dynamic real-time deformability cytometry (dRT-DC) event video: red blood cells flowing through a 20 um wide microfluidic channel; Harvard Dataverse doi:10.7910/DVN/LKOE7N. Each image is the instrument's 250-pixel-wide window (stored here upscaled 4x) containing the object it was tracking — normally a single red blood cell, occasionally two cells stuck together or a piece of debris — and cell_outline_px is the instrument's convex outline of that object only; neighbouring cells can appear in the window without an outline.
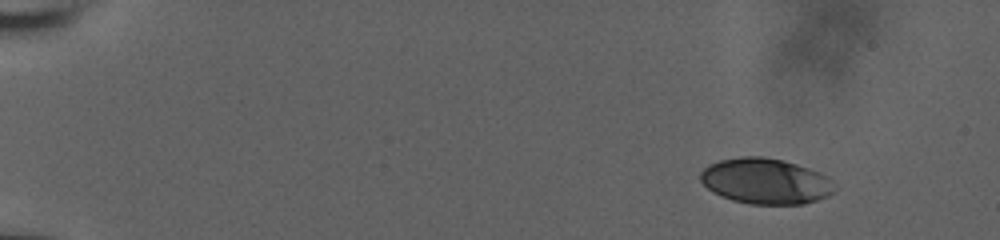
{"species": "human", "species_latin": "Homo sapiens", "temperature_condition": "room temperature", "stored_images_in_passage": 51, "camera_frame_rate_fps": 3000, "um_per_image_px": 0.085, "donor": {"sex": "male"}, "frame": {"image": 1, "passage_image": 1, "time_ms": 0.0, "image_size_px": [1000, 240], "cell_outline_px": [[836, 192], [828, 196], [804, 204], [752, 204], [732, 200], [712, 192], [700, 180], [700, 172], [708, 164], [720, 160], [740, 156], [764, 156], [784, 160], [820, 172], [836, 184]], "centroid_in_image_um": [65.09, 15.39], "position_along_channel_um": 19.9, "area_um2": 35.95}}
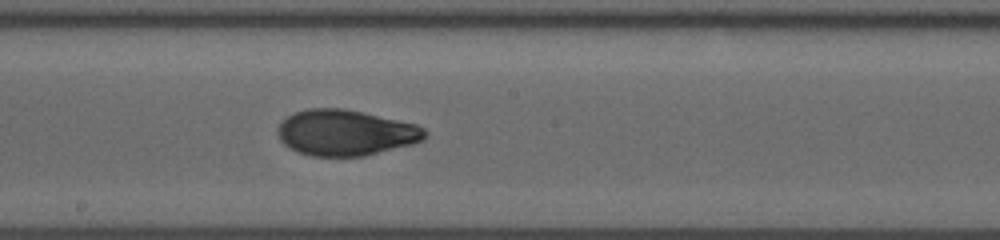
{"frame": {"image": 2, "passage_image": 28, "time_ms": 9.0, "image_size_px": [1000, 240], "cell_outline_px": [[428, 132], [424, 140], [412, 144], [364, 156], [312, 156], [296, 152], [288, 148], [280, 140], [276, 132], [276, 128], [280, 120], [292, 112], [308, 108], [344, 108], [416, 124], [424, 128]], "centroid_in_image_um": [29.32, 11.27], "position_along_channel_um": 218.9, "area_um2": 39.77}}
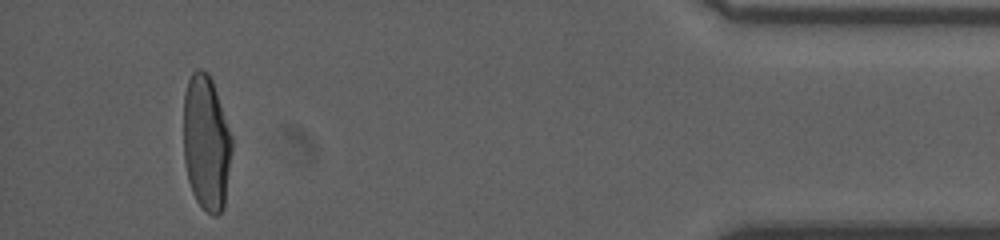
{"frame": {"image": 3, "passage_image": 48, "time_ms": 15.667, "image_size_px": [1000, 240], "cell_outline_px": [[232, 148], [224, 208], [216, 216], [212, 216], [196, 200], [192, 192], [188, 180], [184, 160], [184, 92], [188, 80], [192, 72], [196, 68], [200, 68], [208, 72], [212, 80], [232, 136]], "centroid_in_image_um": [17.53, 12.12], "position_along_channel_um": 417.7, "area_um2": 38.26}, "authors_computed_cell_mechanics": {"area_um2": 38.2636, "velocity_mm_per_s": 3.8321, "shape_relaxation_time_tau1_ms": 9.6313, "shape_relaxation_time_tau2_ms": 1.2374, "deformation_change_tau1": 0.2842, "deformation_change_tau2": 0.0584}}